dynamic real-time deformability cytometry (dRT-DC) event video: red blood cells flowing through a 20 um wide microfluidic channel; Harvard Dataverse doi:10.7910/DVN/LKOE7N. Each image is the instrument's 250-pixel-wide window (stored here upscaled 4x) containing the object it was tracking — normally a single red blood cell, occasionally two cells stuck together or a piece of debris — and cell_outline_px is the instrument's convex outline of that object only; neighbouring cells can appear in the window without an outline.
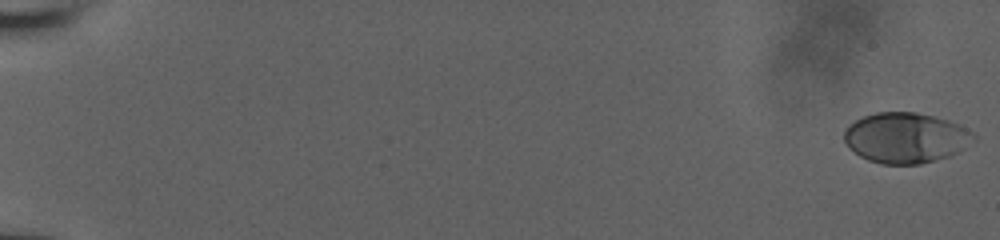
{"species": "human", "species_latin": "Homo sapiens", "temperature_condition": "room temperature", "stored_images_in_passage": 57, "camera_frame_rate_fps": 3000, "um_per_image_px": 0.085, "donor": {"sex": "male"}, "frame": {"image": 1, "passage_image": 1, "time_ms": 0.0, "image_size_px": [1000, 240], "cell_outline_px": [[976, 140], [956, 152], [948, 156], [920, 164], [880, 164], [868, 160], [860, 156], [848, 148], [844, 140], [844, 132], [856, 120], [864, 116], [876, 112], [916, 112], [948, 120], [972, 132], [976, 136]], "centroid_in_image_um": [76.97, 11.72], "position_along_channel_um": 8.0, "area_um2": 37.74}}
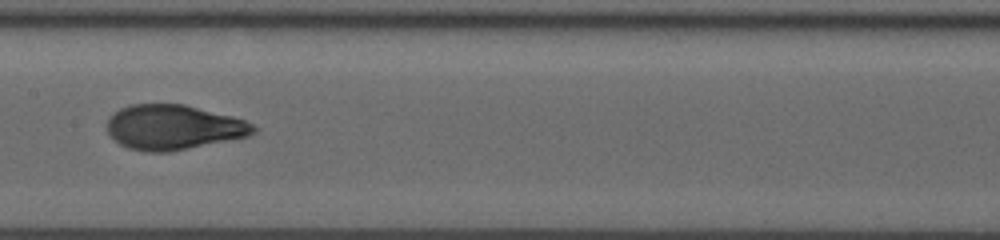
{"frame": {"image": 2, "passage_image": 32, "time_ms": 10.333, "image_size_px": [1000, 240], "cell_outline_px": [[256, 132], [248, 136], [168, 152], [144, 152], [128, 148], [120, 144], [108, 132], [108, 120], [112, 112], [120, 108], [132, 104], [184, 104], [232, 116], [244, 120], [252, 124], [256, 128]], "centroid_in_image_um": [14.72, 10.81], "position_along_channel_um": 192.7, "area_um2": 38.03}}
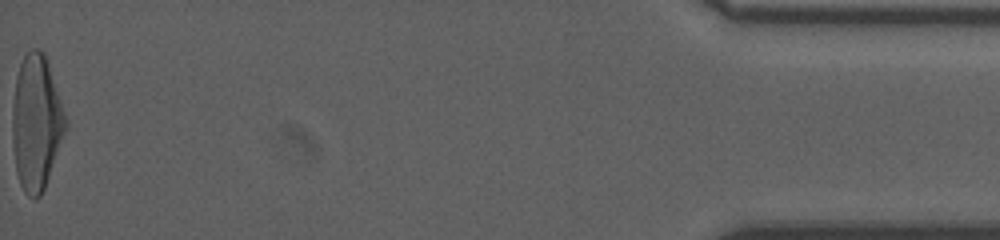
{"frame": {"image": 3, "passage_image": 57, "time_ms": 18.667, "image_size_px": [1000, 240], "cell_outline_px": [[68, 128], [44, 188], [40, 196], [32, 200], [24, 192], [20, 184], [16, 172], [12, 140], [12, 104], [16, 76], [20, 64], [24, 56], [32, 48], [40, 48], [44, 52], [68, 120]], "centroid_in_image_um": [3.09, 10.43], "position_along_channel_um": 432.1, "area_um2": 42.31}, "authors_computed_cell_mechanics": {"area_um2": 37.9168, "velocity_mm_per_s": 3.9276, "shape_relaxation_time_tau1_ms": 3.8648, "shape_relaxation_time_tau2_ms": 0.7357, "deformation_change_tau1": 0.1984, "deformation_change_tau2": 0.0548}}